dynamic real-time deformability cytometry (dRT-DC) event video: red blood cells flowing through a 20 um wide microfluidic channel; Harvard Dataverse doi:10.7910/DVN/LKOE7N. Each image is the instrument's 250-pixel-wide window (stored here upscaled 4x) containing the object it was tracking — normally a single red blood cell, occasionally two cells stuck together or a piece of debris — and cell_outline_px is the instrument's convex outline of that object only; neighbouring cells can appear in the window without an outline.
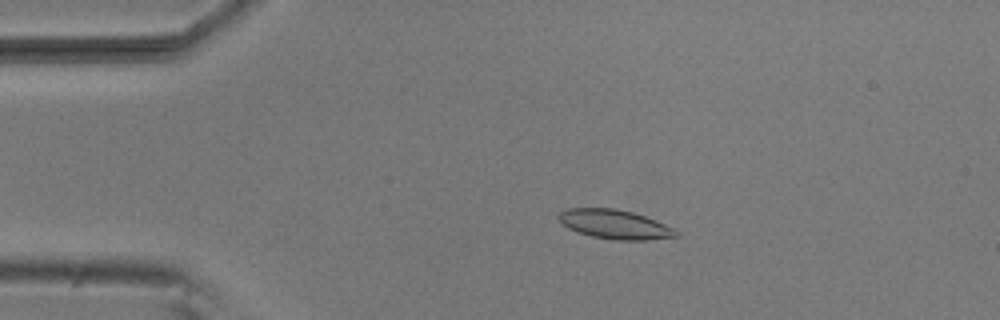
{"species": "common noctule bat (a hibernating species)", "species_latin": "Nyctalus noctula", "temperature_condition": "room temperature", "stored_images_in_passage": 53, "camera_frame_rate_fps": 3000, "um_per_image_px": 0.085, "animal": {"sex": "male", "body_mass_g": 20.5, "forearm_length_mm": 52.5}, "frame": {"image": 1, "passage_image": 11, "time_ms": 3.333, "image_size_px": [1000, 320], "cell_outline_px": [[680, 236], [648, 240], [616, 240], [592, 236], [576, 232], [568, 228], [556, 216], [560, 212], [568, 208], [616, 208], [632, 212], [644, 216], [676, 228], [680, 232]], "centroid_in_image_um": [52.3, 19.07], "position_along_channel_um": 32.7, "area_um2": 20.11}}
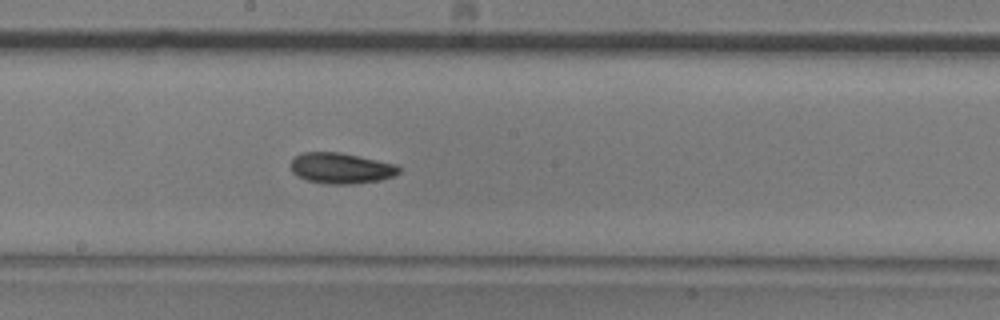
{"frame": {"image": 2, "passage_image": 29, "time_ms": 9.333, "image_size_px": [1000, 320], "cell_outline_px": [[400, 172], [392, 176], [380, 180], [352, 184], [324, 184], [308, 180], [296, 176], [292, 172], [292, 160], [296, 156], [304, 152], [340, 152], [396, 164], [400, 168]], "centroid_in_image_um": [28.98, 14.3], "position_along_channel_um": 219.2, "area_um2": 19.31}}
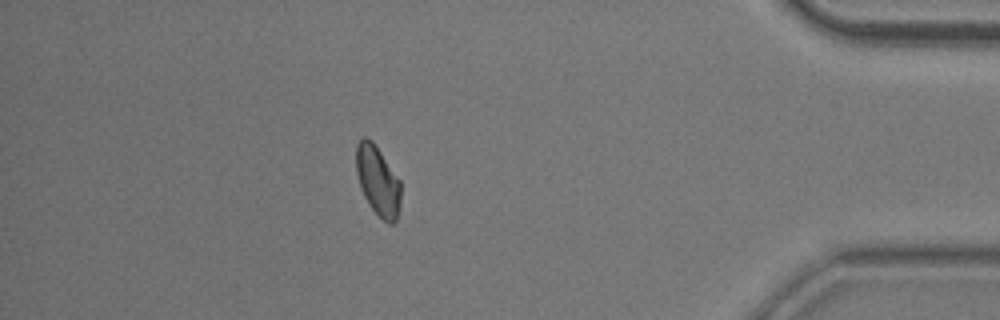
{"frame": {"image": 3, "passage_image": 47, "time_ms": 15.333, "image_size_px": [1000, 320], "cell_outline_px": [[400, 208], [396, 220], [392, 224], [388, 224], [372, 208], [364, 196], [360, 188], [356, 172], [356, 144], [364, 136], [372, 140], [400, 180]], "centroid_in_image_um": [32.11, 15.36], "position_along_channel_um": 403.1, "area_um2": 18.03}, "authors_computed_cell_mechanics": {"area_um2": 18.8428, "velocity_mm_per_s": 3.8018, "shape_relaxation_time_tau1_ms": 3.0252, "shape_relaxation_time_tau2_ms": 5.0656, "deformation_change_tau1": 0.1118, "deformation_change_tau2": 0.0978}}